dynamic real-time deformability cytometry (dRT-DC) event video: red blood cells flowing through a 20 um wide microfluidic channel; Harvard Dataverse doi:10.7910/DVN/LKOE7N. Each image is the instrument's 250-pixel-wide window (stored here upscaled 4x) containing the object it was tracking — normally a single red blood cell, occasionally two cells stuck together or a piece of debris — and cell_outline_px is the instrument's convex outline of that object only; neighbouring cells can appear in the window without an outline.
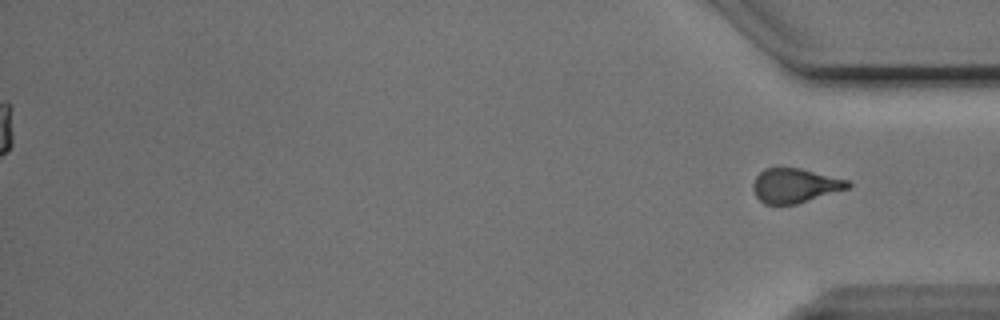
{"species": "Egyptian fruit bat (a non-hibernating species)", "species_latin": "Rousettus aegyptiacus", "temperature_condition": "cold", "stored_images_in_passage": 55, "segment_of_instrument_passage": [2, 2], "camera_frame_rate_fps": 3000, "um_per_image_px": 0.085, "animal": {"sex": "male"}, "frame": {"image": 1, "passage_image": 55, "time_ms": 18.0, "image_size_px": [1000, 320], "cell_outline_px": [[852, 184], [848, 188], [796, 204], [764, 204], [756, 196], [752, 188], [752, 184], [756, 176], [764, 168], [800, 168], [848, 180]], "centroid_in_image_um": [67.54, 15.77], "position_along_channel_um": 367.7, "area_um2": 18.84}}